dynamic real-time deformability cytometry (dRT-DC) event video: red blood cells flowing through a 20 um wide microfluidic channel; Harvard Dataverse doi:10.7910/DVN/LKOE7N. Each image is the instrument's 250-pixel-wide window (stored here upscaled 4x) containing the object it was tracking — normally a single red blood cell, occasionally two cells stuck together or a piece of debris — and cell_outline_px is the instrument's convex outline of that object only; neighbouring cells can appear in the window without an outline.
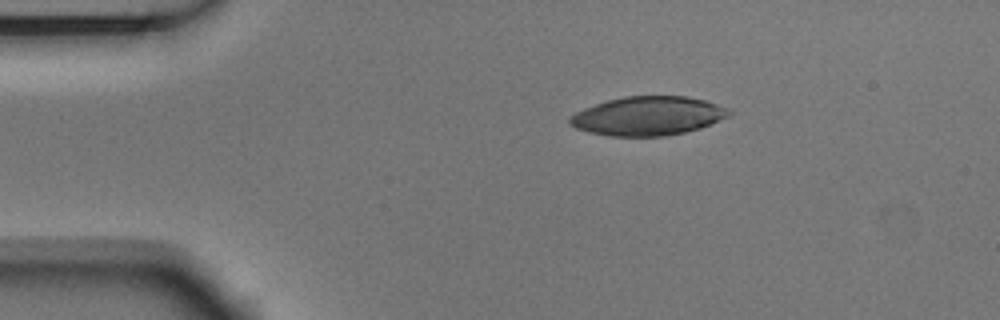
{"species": "Egyptian fruit bat (a non-hibernating species)", "species_latin": "Rousettus aegyptiacus", "temperature_condition": "room temperature", "stored_images_in_passage": 45, "camera_frame_rate_fps": 3000, "um_per_image_px": 0.085, "animal": {"sex": "male"}, "frame": {"image": 1, "passage_image": 1, "time_ms": 0.0, "image_size_px": [1000, 320], "cell_outline_px": [[732, 116], [700, 128], [684, 132], [664, 136], [608, 136], [588, 132], [576, 128], [568, 124], [568, 116], [584, 108], [608, 100], [624, 96], [688, 96], [704, 100], [728, 108], [732, 112]], "centroid_in_image_um": [55.07, 9.86], "position_along_channel_um": 29.9, "area_um2": 36.3}}
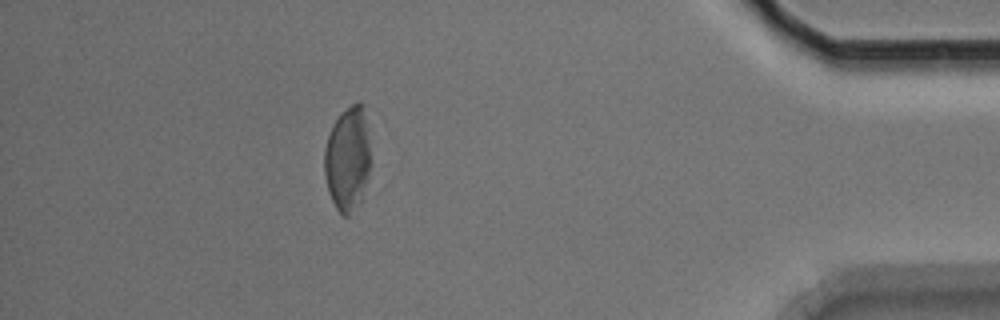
{"frame": {"image": 2, "passage_image": 39, "time_ms": 12.667, "image_size_px": [1000, 320], "cell_outline_px": [[372, 164], [364, 200], [348, 216], [344, 216], [336, 208], [328, 192], [324, 172], [324, 148], [332, 124], [340, 112], [356, 100], [360, 100], [364, 104]], "centroid_in_image_um": [29.59, 13.49], "position_along_channel_um": 405.6, "area_um2": 29.36}}